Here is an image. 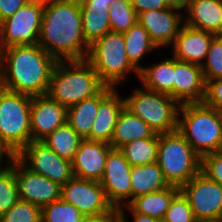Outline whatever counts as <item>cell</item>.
<instances>
[{"mask_svg":"<svg viewBox=\"0 0 222 222\" xmlns=\"http://www.w3.org/2000/svg\"><path fill=\"white\" fill-rule=\"evenodd\" d=\"M38 44L56 61L86 59L90 45L84 38L79 0L44 6Z\"/></svg>","mask_w":222,"mask_h":222,"instance_id":"6da1fadb","label":"cell"},{"mask_svg":"<svg viewBox=\"0 0 222 222\" xmlns=\"http://www.w3.org/2000/svg\"><path fill=\"white\" fill-rule=\"evenodd\" d=\"M0 52L2 88L31 97L46 95L57 62L53 57L38 43L10 46Z\"/></svg>","mask_w":222,"mask_h":222,"instance_id":"7a4b0ae2","label":"cell"},{"mask_svg":"<svg viewBox=\"0 0 222 222\" xmlns=\"http://www.w3.org/2000/svg\"><path fill=\"white\" fill-rule=\"evenodd\" d=\"M105 86L86 59L63 60L52 70L46 95L68 108L97 95Z\"/></svg>","mask_w":222,"mask_h":222,"instance_id":"3957f363","label":"cell"},{"mask_svg":"<svg viewBox=\"0 0 222 222\" xmlns=\"http://www.w3.org/2000/svg\"><path fill=\"white\" fill-rule=\"evenodd\" d=\"M177 131L202 158L222 151V112L202 103L182 104Z\"/></svg>","mask_w":222,"mask_h":222,"instance_id":"277c9868","label":"cell"},{"mask_svg":"<svg viewBox=\"0 0 222 222\" xmlns=\"http://www.w3.org/2000/svg\"><path fill=\"white\" fill-rule=\"evenodd\" d=\"M157 163L169 186L181 188L201 171V158L176 130L159 134Z\"/></svg>","mask_w":222,"mask_h":222,"instance_id":"5b68a950","label":"cell"},{"mask_svg":"<svg viewBox=\"0 0 222 222\" xmlns=\"http://www.w3.org/2000/svg\"><path fill=\"white\" fill-rule=\"evenodd\" d=\"M32 97L0 88V145L16 156L31 142Z\"/></svg>","mask_w":222,"mask_h":222,"instance_id":"8992f818","label":"cell"},{"mask_svg":"<svg viewBox=\"0 0 222 222\" xmlns=\"http://www.w3.org/2000/svg\"><path fill=\"white\" fill-rule=\"evenodd\" d=\"M86 60L106 86L119 84L130 71L139 75V71L127 58L123 33L120 32L110 30L94 41L89 47Z\"/></svg>","mask_w":222,"mask_h":222,"instance_id":"52a82bcc","label":"cell"},{"mask_svg":"<svg viewBox=\"0 0 222 222\" xmlns=\"http://www.w3.org/2000/svg\"><path fill=\"white\" fill-rule=\"evenodd\" d=\"M144 90L136 89L124 99L125 108L147 123L156 134L176 131L181 105L168 94Z\"/></svg>","mask_w":222,"mask_h":222,"instance_id":"ba28073f","label":"cell"},{"mask_svg":"<svg viewBox=\"0 0 222 222\" xmlns=\"http://www.w3.org/2000/svg\"><path fill=\"white\" fill-rule=\"evenodd\" d=\"M44 6L26 3L15 14L0 22V51L15 45L38 43Z\"/></svg>","mask_w":222,"mask_h":222,"instance_id":"9c48e42d","label":"cell"},{"mask_svg":"<svg viewBox=\"0 0 222 222\" xmlns=\"http://www.w3.org/2000/svg\"><path fill=\"white\" fill-rule=\"evenodd\" d=\"M61 198L77 207L85 217L117 216L98 181L73 177L62 185Z\"/></svg>","mask_w":222,"mask_h":222,"instance_id":"30bf717a","label":"cell"},{"mask_svg":"<svg viewBox=\"0 0 222 222\" xmlns=\"http://www.w3.org/2000/svg\"><path fill=\"white\" fill-rule=\"evenodd\" d=\"M196 220L222 222V187L201 171L180 188Z\"/></svg>","mask_w":222,"mask_h":222,"instance_id":"8fae6325","label":"cell"},{"mask_svg":"<svg viewBox=\"0 0 222 222\" xmlns=\"http://www.w3.org/2000/svg\"><path fill=\"white\" fill-rule=\"evenodd\" d=\"M15 157L30 171L61 186L74 177L71 161L59 157L41 141H31Z\"/></svg>","mask_w":222,"mask_h":222,"instance_id":"7c38bea8","label":"cell"},{"mask_svg":"<svg viewBox=\"0 0 222 222\" xmlns=\"http://www.w3.org/2000/svg\"><path fill=\"white\" fill-rule=\"evenodd\" d=\"M13 170L19 200L43 208L45 205L61 199L62 186L59 183L30 171L15 156H13Z\"/></svg>","mask_w":222,"mask_h":222,"instance_id":"4fadbf2b","label":"cell"},{"mask_svg":"<svg viewBox=\"0 0 222 222\" xmlns=\"http://www.w3.org/2000/svg\"><path fill=\"white\" fill-rule=\"evenodd\" d=\"M131 168L119 149L109 151L100 183L116 210L122 207L125 198L131 197Z\"/></svg>","mask_w":222,"mask_h":222,"instance_id":"5bb4252c","label":"cell"},{"mask_svg":"<svg viewBox=\"0 0 222 222\" xmlns=\"http://www.w3.org/2000/svg\"><path fill=\"white\" fill-rule=\"evenodd\" d=\"M67 107L47 95L32 97L30 107L31 141H42L67 123Z\"/></svg>","mask_w":222,"mask_h":222,"instance_id":"9a60e30c","label":"cell"},{"mask_svg":"<svg viewBox=\"0 0 222 222\" xmlns=\"http://www.w3.org/2000/svg\"><path fill=\"white\" fill-rule=\"evenodd\" d=\"M206 82L201 66L174 58V100L180 105L204 102Z\"/></svg>","mask_w":222,"mask_h":222,"instance_id":"2e32d148","label":"cell"},{"mask_svg":"<svg viewBox=\"0 0 222 222\" xmlns=\"http://www.w3.org/2000/svg\"><path fill=\"white\" fill-rule=\"evenodd\" d=\"M111 149L108 143L83 139L71 161L74 177L100 182Z\"/></svg>","mask_w":222,"mask_h":222,"instance_id":"e0dca14e","label":"cell"},{"mask_svg":"<svg viewBox=\"0 0 222 222\" xmlns=\"http://www.w3.org/2000/svg\"><path fill=\"white\" fill-rule=\"evenodd\" d=\"M175 10V11H173ZM174 8L143 11L138 14V22L146 29L150 39L157 47L173 44L182 28V15Z\"/></svg>","mask_w":222,"mask_h":222,"instance_id":"ac0fdd59","label":"cell"},{"mask_svg":"<svg viewBox=\"0 0 222 222\" xmlns=\"http://www.w3.org/2000/svg\"><path fill=\"white\" fill-rule=\"evenodd\" d=\"M215 36L213 33L194 29L183 24L173 42V57L180 61L201 66L203 64L202 61L206 59L210 43Z\"/></svg>","mask_w":222,"mask_h":222,"instance_id":"d6986e66","label":"cell"},{"mask_svg":"<svg viewBox=\"0 0 222 222\" xmlns=\"http://www.w3.org/2000/svg\"><path fill=\"white\" fill-rule=\"evenodd\" d=\"M113 88L99 104L97 116L91 128L90 135L86 138L92 141H101L110 144L116 121L125 107L124 99L121 100Z\"/></svg>","mask_w":222,"mask_h":222,"instance_id":"ffe728a7","label":"cell"},{"mask_svg":"<svg viewBox=\"0 0 222 222\" xmlns=\"http://www.w3.org/2000/svg\"><path fill=\"white\" fill-rule=\"evenodd\" d=\"M188 27L222 35V0H189Z\"/></svg>","mask_w":222,"mask_h":222,"instance_id":"44dd1931","label":"cell"},{"mask_svg":"<svg viewBox=\"0 0 222 222\" xmlns=\"http://www.w3.org/2000/svg\"><path fill=\"white\" fill-rule=\"evenodd\" d=\"M114 87L105 86L97 95L84 99L67 109V123L82 138L86 139L97 116L100 101Z\"/></svg>","mask_w":222,"mask_h":222,"instance_id":"7402d4cb","label":"cell"},{"mask_svg":"<svg viewBox=\"0 0 222 222\" xmlns=\"http://www.w3.org/2000/svg\"><path fill=\"white\" fill-rule=\"evenodd\" d=\"M154 134L147 123L124 107L116 121L110 145L114 149H119L126 143L150 138Z\"/></svg>","mask_w":222,"mask_h":222,"instance_id":"603a6c76","label":"cell"},{"mask_svg":"<svg viewBox=\"0 0 222 222\" xmlns=\"http://www.w3.org/2000/svg\"><path fill=\"white\" fill-rule=\"evenodd\" d=\"M80 8L84 38L91 45L111 30L110 6L101 3H80Z\"/></svg>","mask_w":222,"mask_h":222,"instance_id":"cb8c5ba5","label":"cell"},{"mask_svg":"<svg viewBox=\"0 0 222 222\" xmlns=\"http://www.w3.org/2000/svg\"><path fill=\"white\" fill-rule=\"evenodd\" d=\"M179 191L180 188L169 186L157 192L139 195L128 202L124 201L123 208L128 204L135 212L162 221L173 197Z\"/></svg>","mask_w":222,"mask_h":222,"instance_id":"d4e9b609","label":"cell"},{"mask_svg":"<svg viewBox=\"0 0 222 222\" xmlns=\"http://www.w3.org/2000/svg\"><path fill=\"white\" fill-rule=\"evenodd\" d=\"M139 78L143 88L168 94L174 99V57L151 67H142Z\"/></svg>","mask_w":222,"mask_h":222,"instance_id":"484cf974","label":"cell"},{"mask_svg":"<svg viewBox=\"0 0 222 222\" xmlns=\"http://www.w3.org/2000/svg\"><path fill=\"white\" fill-rule=\"evenodd\" d=\"M169 187L157 162L132 166L131 200L139 195L163 190Z\"/></svg>","mask_w":222,"mask_h":222,"instance_id":"4316f807","label":"cell"},{"mask_svg":"<svg viewBox=\"0 0 222 222\" xmlns=\"http://www.w3.org/2000/svg\"><path fill=\"white\" fill-rule=\"evenodd\" d=\"M125 51L130 63L139 71V61L146 52L158 48L150 39L146 29L137 21L127 31L123 32Z\"/></svg>","mask_w":222,"mask_h":222,"instance_id":"83f0119b","label":"cell"},{"mask_svg":"<svg viewBox=\"0 0 222 222\" xmlns=\"http://www.w3.org/2000/svg\"><path fill=\"white\" fill-rule=\"evenodd\" d=\"M82 138L66 123L50 133L41 142L59 157L72 161Z\"/></svg>","mask_w":222,"mask_h":222,"instance_id":"f1b7e54d","label":"cell"},{"mask_svg":"<svg viewBox=\"0 0 222 222\" xmlns=\"http://www.w3.org/2000/svg\"><path fill=\"white\" fill-rule=\"evenodd\" d=\"M159 134L150 138L134 140L124 144L119 150L131 166H140L157 162Z\"/></svg>","mask_w":222,"mask_h":222,"instance_id":"f546056e","label":"cell"},{"mask_svg":"<svg viewBox=\"0 0 222 222\" xmlns=\"http://www.w3.org/2000/svg\"><path fill=\"white\" fill-rule=\"evenodd\" d=\"M85 216L62 198L41 208V222H82Z\"/></svg>","mask_w":222,"mask_h":222,"instance_id":"4dcf8cb0","label":"cell"},{"mask_svg":"<svg viewBox=\"0 0 222 222\" xmlns=\"http://www.w3.org/2000/svg\"><path fill=\"white\" fill-rule=\"evenodd\" d=\"M109 19L111 31L123 33L138 21V15L130 0H113L110 4Z\"/></svg>","mask_w":222,"mask_h":222,"instance_id":"1f68e13d","label":"cell"},{"mask_svg":"<svg viewBox=\"0 0 222 222\" xmlns=\"http://www.w3.org/2000/svg\"><path fill=\"white\" fill-rule=\"evenodd\" d=\"M18 200L19 193L12 157L10 164L0 172V215L7 212Z\"/></svg>","mask_w":222,"mask_h":222,"instance_id":"d6a6232c","label":"cell"},{"mask_svg":"<svg viewBox=\"0 0 222 222\" xmlns=\"http://www.w3.org/2000/svg\"><path fill=\"white\" fill-rule=\"evenodd\" d=\"M207 63L201 65L205 82L222 77V35H216L207 52Z\"/></svg>","mask_w":222,"mask_h":222,"instance_id":"836d02e7","label":"cell"},{"mask_svg":"<svg viewBox=\"0 0 222 222\" xmlns=\"http://www.w3.org/2000/svg\"><path fill=\"white\" fill-rule=\"evenodd\" d=\"M0 222H41V208L18 200L7 212L0 215Z\"/></svg>","mask_w":222,"mask_h":222,"instance_id":"e575fe53","label":"cell"},{"mask_svg":"<svg viewBox=\"0 0 222 222\" xmlns=\"http://www.w3.org/2000/svg\"><path fill=\"white\" fill-rule=\"evenodd\" d=\"M163 222H196L187 198L179 191L172 199Z\"/></svg>","mask_w":222,"mask_h":222,"instance_id":"d590c367","label":"cell"},{"mask_svg":"<svg viewBox=\"0 0 222 222\" xmlns=\"http://www.w3.org/2000/svg\"><path fill=\"white\" fill-rule=\"evenodd\" d=\"M201 172L222 187V151L204 155L201 158Z\"/></svg>","mask_w":222,"mask_h":222,"instance_id":"8d00e7d4","label":"cell"},{"mask_svg":"<svg viewBox=\"0 0 222 222\" xmlns=\"http://www.w3.org/2000/svg\"><path fill=\"white\" fill-rule=\"evenodd\" d=\"M204 103L222 112V77L210 80L206 83Z\"/></svg>","mask_w":222,"mask_h":222,"instance_id":"74e56055","label":"cell"},{"mask_svg":"<svg viewBox=\"0 0 222 222\" xmlns=\"http://www.w3.org/2000/svg\"><path fill=\"white\" fill-rule=\"evenodd\" d=\"M137 15L143 11H153L168 8L165 0H130Z\"/></svg>","mask_w":222,"mask_h":222,"instance_id":"f35d334b","label":"cell"},{"mask_svg":"<svg viewBox=\"0 0 222 222\" xmlns=\"http://www.w3.org/2000/svg\"><path fill=\"white\" fill-rule=\"evenodd\" d=\"M27 0H0V22L15 14Z\"/></svg>","mask_w":222,"mask_h":222,"instance_id":"ab89813d","label":"cell"},{"mask_svg":"<svg viewBox=\"0 0 222 222\" xmlns=\"http://www.w3.org/2000/svg\"><path fill=\"white\" fill-rule=\"evenodd\" d=\"M126 205L129 208V211L133 213L132 215L134 217V222H161L159 219L137 213L128 204ZM123 211L124 209L121 207L117 209V222H127Z\"/></svg>","mask_w":222,"mask_h":222,"instance_id":"60d3db41","label":"cell"},{"mask_svg":"<svg viewBox=\"0 0 222 222\" xmlns=\"http://www.w3.org/2000/svg\"><path fill=\"white\" fill-rule=\"evenodd\" d=\"M82 222H117V216L85 217Z\"/></svg>","mask_w":222,"mask_h":222,"instance_id":"b9f144b4","label":"cell"},{"mask_svg":"<svg viewBox=\"0 0 222 222\" xmlns=\"http://www.w3.org/2000/svg\"><path fill=\"white\" fill-rule=\"evenodd\" d=\"M167 3V6L169 8H174L177 10H180L182 8H187L189 0H165Z\"/></svg>","mask_w":222,"mask_h":222,"instance_id":"7bdbcfd3","label":"cell"},{"mask_svg":"<svg viewBox=\"0 0 222 222\" xmlns=\"http://www.w3.org/2000/svg\"><path fill=\"white\" fill-rule=\"evenodd\" d=\"M6 154V156H8V162H10L11 158L13 157L3 146L0 145V167H1V162H2V157L3 155ZM4 168H0V172L3 170Z\"/></svg>","mask_w":222,"mask_h":222,"instance_id":"ee69618b","label":"cell"},{"mask_svg":"<svg viewBox=\"0 0 222 222\" xmlns=\"http://www.w3.org/2000/svg\"><path fill=\"white\" fill-rule=\"evenodd\" d=\"M80 3H101L106 4V6H110L113 0H79Z\"/></svg>","mask_w":222,"mask_h":222,"instance_id":"f6af8a7d","label":"cell"},{"mask_svg":"<svg viewBox=\"0 0 222 222\" xmlns=\"http://www.w3.org/2000/svg\"><path fill=\"white\" fill-rule=\"evenodd\" d=\"M53 1H56V0H27V2H32L35 4L42 5V6H46L47 4L52 3Z\"/></svg>","mask_w":222,"mask_h":222,"instance_id":"bcb514c9","label":"cell"},{"mask_svg":"<svg viewBox=\"0 0 222 222\" xmlns=\"http://www.w3.org/2000/svg\"><path fill=\"white\" fill-rule=\"evenodd\" d=\"M1 66H2V61H1V52H0V88L2 87V79H1Z\"/></svg>","mask_w":222,"mask_h":222,"instance_id":"7dc6e473","label":"cell"},{"mask_svg":"<svg viewBox=\"0 0 222 222\" xmlns=\"http://www.w3.org/2000/svg\"><path fill=\"white\" fill-rule=\"evenodd\" d=\"M196 222H215V221L197 220Z\"/></svg>","mask_w":222,"mask_h":222,"instance_id":"c3c4849f","label":"cell"}]
</instances>
